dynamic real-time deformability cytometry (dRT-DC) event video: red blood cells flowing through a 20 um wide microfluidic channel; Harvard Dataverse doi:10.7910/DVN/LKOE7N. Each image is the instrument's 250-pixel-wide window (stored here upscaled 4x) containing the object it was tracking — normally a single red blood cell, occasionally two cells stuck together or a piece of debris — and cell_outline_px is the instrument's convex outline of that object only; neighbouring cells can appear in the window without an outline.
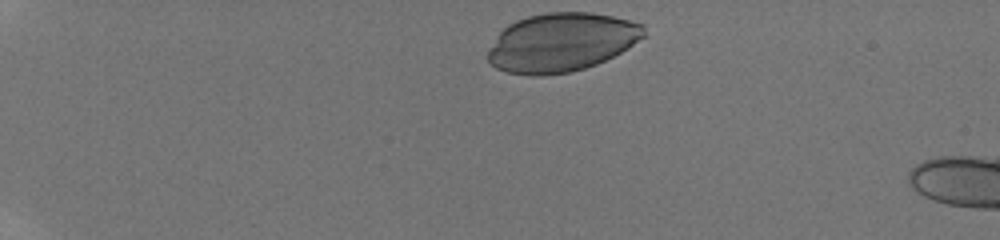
{"species": "human", "species_latin": "Homo sapiens", "temperature_condition": "room temperature", "stored_images_in_passage": 30, "camera_frame_rate_fps": 3000, "um_per_image_px": 0.085, "donor": {"sex": "male"}, "frame": {"image": 1, "passage_image": 1, "time_ms": 0.0, "image_size_px": [1000, 240], "cell_outline_px": [[644, 36], [620, 52], [596, 64], [584, 68], [568, 72], [540, 76], [532, 76], [508, 72], [496, 68], [488, 60], [488, 52], [496, 36], [508, 24], [516, 20], [528, 16], [548, 12], [592, 12], [612, 16], [644, 24]], "centroid_in_image_um": [47.69, 3.59], "position_along_channel_um": 37.3, "area_um2": 53.0}}
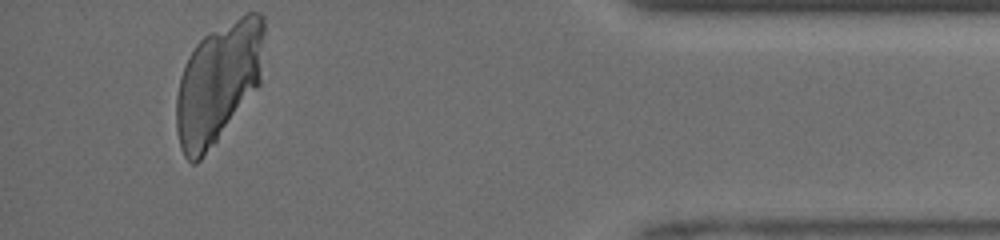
{"frame": {"image": 2, "passage_image": 30, "time_ms": 12.333, "image_size_px": [1000, 240], "cell_outline_px": [[264, 32], [260, 84], [216, 140], [200, 160], [196, 164], [192, 164], [184, 156], [180, 148], [176, 128], [176, 96], [180, 76], [196, 44], [204, 36], [240, 16], [248, 12], [260, 12], [264, 16]], "centroid_in_image_um": [18.54, 7.02], "position_along_channel_um": 416.7, "area_um2": 60.92}}